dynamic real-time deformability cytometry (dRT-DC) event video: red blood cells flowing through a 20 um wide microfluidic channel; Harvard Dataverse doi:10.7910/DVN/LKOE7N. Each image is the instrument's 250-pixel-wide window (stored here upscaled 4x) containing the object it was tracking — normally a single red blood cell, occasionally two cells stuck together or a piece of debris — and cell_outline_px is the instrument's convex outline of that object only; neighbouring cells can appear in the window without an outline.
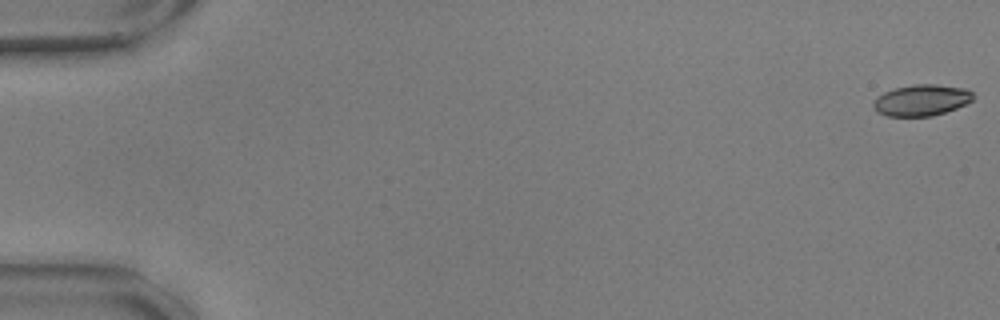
{"species": "common noctule bat (a hibernating species)", "species_latin": "Nyctalus noctula", "temperature_condition": "warm", "stored_images_in_passage": 57, "camera_frame_rate_fps": 3000, "um_per_image_px": 0.085, "animal": {"sex": "male", "body_mass_g": 17.9, "forearm_length_mm": 54.2}, "frame": {"image": 1, "passage_image": 1, "time_ms": 0.0, "image_size_px": [1000, 320], "cell_outline_px": [[972, 100], [956, 108], [932, 116], [888, 116], [876, 112], [872, 108], [872, 104], [876, 96], [884, 92], [896, 88], [912, 84], [936, 84], [968, 88], [972, 92]], "centroid_in_image_um": [78.29, 8.51], "position_along_channel_um": 6.7, "area_um2": 18.26}}
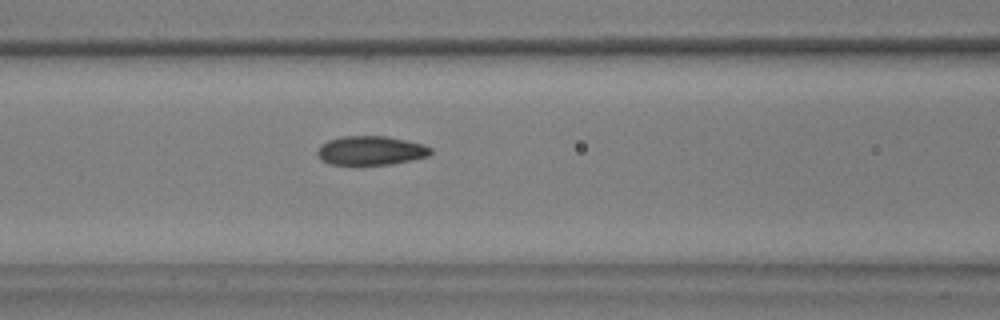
{"frame": {"image": 2, "passage_image": 25, "time_ms": 8.0, "image_size_px": [1000, 320], "cell_outline_px": [[432, 152], [428, 156], [412, 160], [392, 164], [328, 164], [320, 160], [316, 152], [320, 144], [328, 140], [340, 136], [388, 136], [424, 144], [432, 148]], "centroid_in_image_um": [31.5, 12.79], "position_along_channel_um": 135.1, "area_um2": 19.36}}
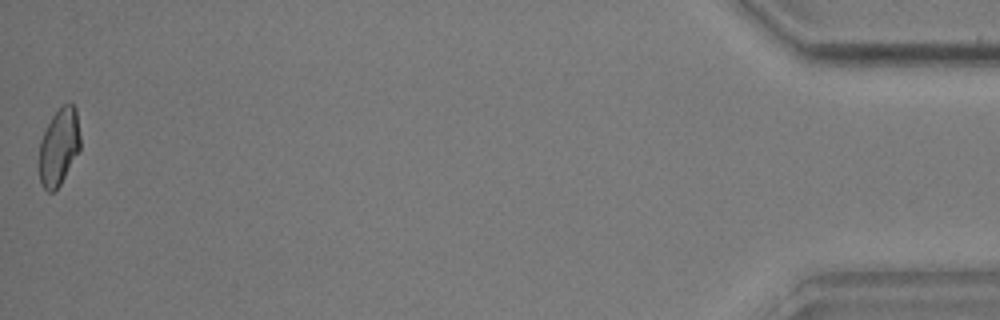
{"frame": {"image": 3, "passage_image": 57, "time_ms": 18.667, "image_size_px": [1000, 320], "cell_outline_px": [[80, 148], [60, 184], [52, 192], [48, 192], [44, 188], [40, 180], [36, 164], [40, 140], [52, 116], [68, 100], [76, 108], [80, 136]], "centroid_in_image_um": [4.97, 12.48], "position_along_channel_um": 430.2, "area_um2": 18.67}, "authors_computed_cell_mechanics": {"area_um2": 19.2474, "velocity_mm_per_s": 3.5985, "shape_relaxation_time_tau1_ms": 4.4139, "shape_relaxation_time_tau2_ms": 1.1147, "deformation_change_tau1": 0.1162, "deformation_change_tau2": 0.0543}}